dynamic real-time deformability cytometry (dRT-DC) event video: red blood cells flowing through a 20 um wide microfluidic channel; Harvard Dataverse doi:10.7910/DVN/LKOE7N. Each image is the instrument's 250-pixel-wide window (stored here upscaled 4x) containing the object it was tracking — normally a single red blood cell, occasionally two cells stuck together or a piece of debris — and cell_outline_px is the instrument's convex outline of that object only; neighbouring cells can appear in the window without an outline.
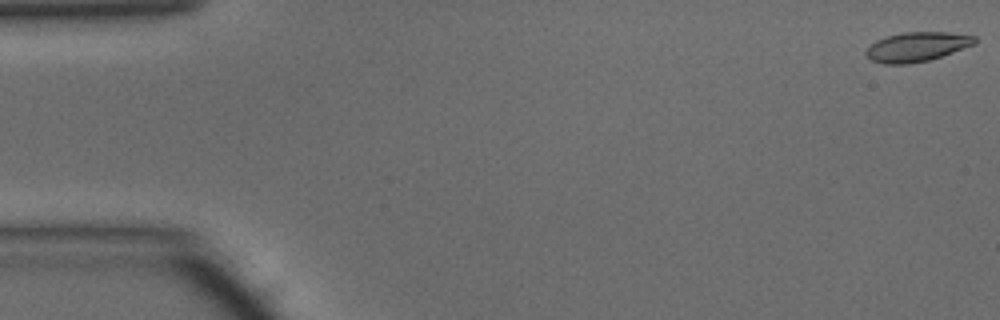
{"species": "common noctule bat (a hibernating species)", "species_latin": "Nyctalus noctula", "temperature_condition": "warm", "stored_images_in_passage": 48, "camera_frame_rate_fps": 3000, "um_per_image_px": 0.085, "animal": {"sex": "male", "body_mass_g": 15.6}, "frame": {"image": 1, "passage_image": 1, "time_ms": 0.0, "image_size_px": [1000, 320], "cell_outline_px": [[976, 44], [928, 60], [908, 64], [884, 64], [872, 60], [864, 52], [868, 44], [876, 40], [888, 36], [904, 32], [948, 32], [976, 36]], "centroid_in_image_um": [77.91, 3.97], "position_along_channel_um": 7.1, "area_um2": 18.61}}
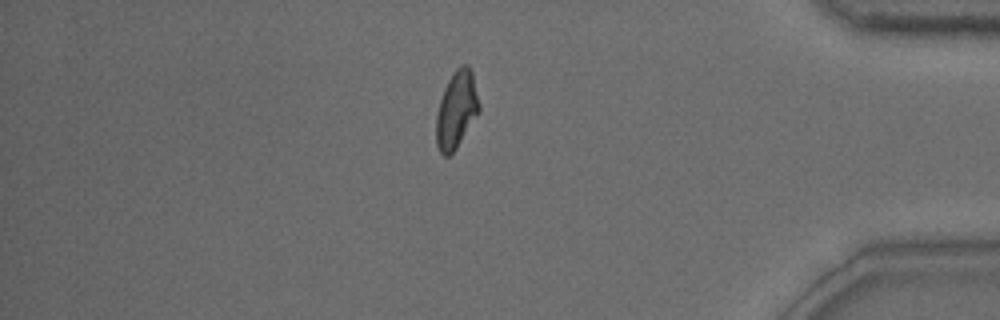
{"frame": {"image": 2, "passage_image": 41, "time_ms": 13.333, "image_size_px": [1000, 320], "cell_outline_px": [[480, 112], [456, 148], [448, 156], [444, 156], [440, 152], [436, 144], [436, 116], [440, 100], [444, 88], [452, 72], [460, 64], [468, 64], [472, 72], [480, 104]], "centroid_in_image_um": [38.81, 9.3], "position_along_channel_um": 396.4, "area_um2": 19.42}}
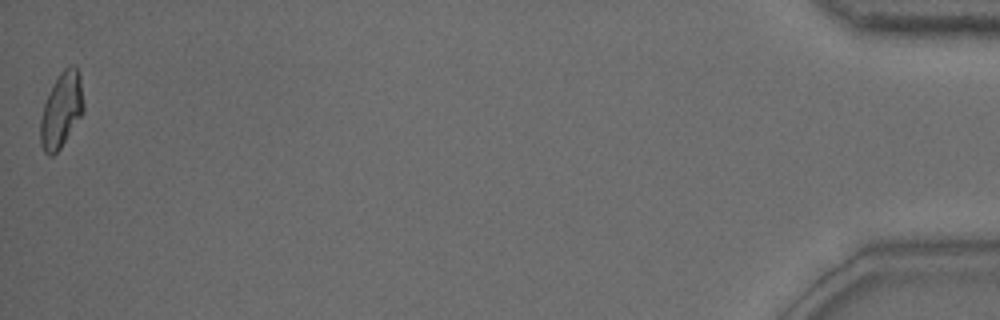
{"frame": {"image": 3, "passage_image": 48, "time_ms": 15.667, "image_size_px": [1000, 320], "cell_outline_px": [[84, 112], [60, 148], [52, 156], [48, 156], [44, 152], [40, 144], [40, 120], [44, 104], [60, 72], [64, 68], [72, 64], [80, 72], [84, 104]], "centroid_in_image_um": [5.23, 9.36], "position_along_channel_um": 430.0, "area_um2": 18.84}, "authors_computed_cell_mechanics": {"area_um2": 18.9873, "velocity_mm_per_s": 4.1981, "shape_relaxation_time_tau1_ms": 6.4888, "shape_relaxation_time_tau2_ms": 1.7018, "deformation_change_tau1": 0.2056, "deformation_change_tau2": 0.0899}}